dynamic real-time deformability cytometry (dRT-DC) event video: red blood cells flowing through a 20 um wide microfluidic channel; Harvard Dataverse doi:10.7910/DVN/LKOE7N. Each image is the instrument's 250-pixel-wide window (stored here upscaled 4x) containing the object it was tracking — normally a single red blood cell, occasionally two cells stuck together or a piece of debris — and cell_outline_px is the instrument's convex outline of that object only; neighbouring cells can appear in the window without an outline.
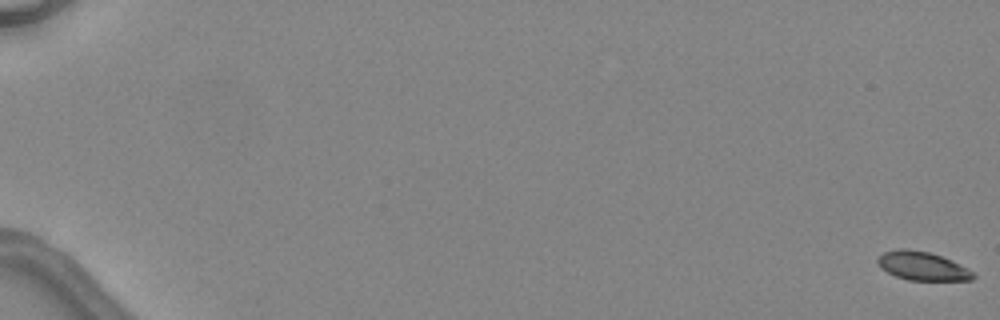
{"species": "common noctule bat (a hibernating species)", "species_latin": "Nyctalus noctula", "temperature_condition": "warm", "stored_images_in_passage": 6, "camera_frame_rate_fps": 3000, "um_per_image_px": 0.085, "animal": {"sex": "female", "body_mass_g": 24.6, "forearm_length_mm": 56.2}, "frame": {"image": 1, "passage_image": 1, "time_ms": 0.0, "image_size_px": [1000, 320], "cell_outline_px": [[976, 276], [972, 280], [908, 280], [896, 276], [880, 268], [876, 260], [884, 252], [900, 248], [908, 248], [928, 252], [940, 256], [968, 268]], "centroid_in_image_um": [78.38, 22.61], "position_along_channel_um": 6.6, "area_um2": 15.78}}
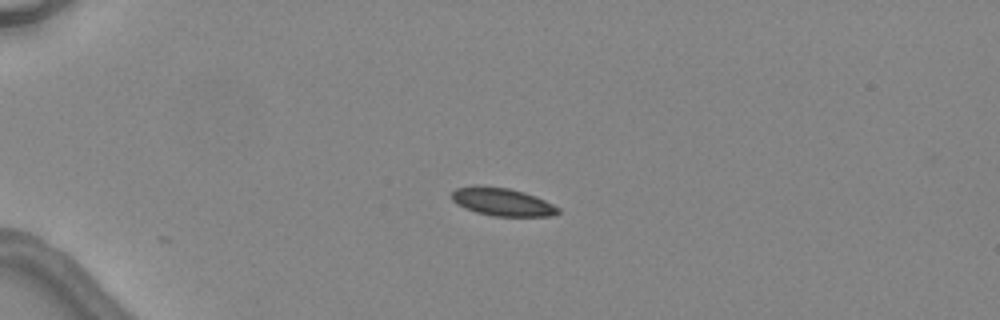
{"frame": {"image": 2, "passage_image": 4, "time_ms": 4.667, "image_size_px": [1000, 320], "cell_outline_px": [[560, 212], [552, 216], [492, 216], [476, 212], [464, 208], [456, 204], [452, 200], [452, 192], [456, 188], [476, 184], [508, 188], [524, 192], [536, 196], [560, 208]], "centroid_in_image_um": [42.66, 17.15], "position_along_channel_um": 42.3, "area_um2": 17.51}}